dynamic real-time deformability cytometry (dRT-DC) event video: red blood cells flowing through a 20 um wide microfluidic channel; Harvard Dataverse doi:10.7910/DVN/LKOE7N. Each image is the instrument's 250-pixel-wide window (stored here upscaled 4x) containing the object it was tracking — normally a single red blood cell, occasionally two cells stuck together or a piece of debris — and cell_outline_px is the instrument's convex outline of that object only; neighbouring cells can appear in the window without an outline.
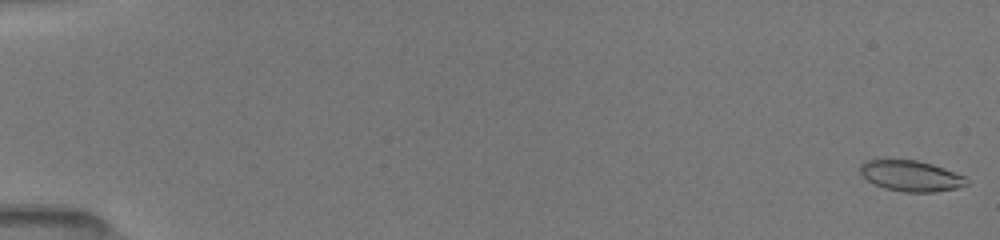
{"species": "common noctule bat (a hibernating species)", "species_latin": "Nyctalus noctula", "temperature_condition": "room temperature", "stored_images_in_passage": 52, "camera_frame_rate_fps": 3000, "um_per_image_px": 0.085, "animal": {"sex": "female", "body_mass_g": 19.5, "forearm_length_mm": 54.1}, "frame": {"image": 1, "passage_image": 1, "time_ms": 0.0, "image_size_px": [1000, 240], "cell_outline_px": [[968, 184], [956, 188], [932, 192], [904, 192], [884, 188], [868, 180], [860, 172], [860, 164], [864, 160], [884, 156], [916, 160], [932, 164], [944, 168], [964, 176], [968, 180]], "centroid_in_image_um": [77.35, 14.89], "position_along_channel_um": 7.6, "area_um2": 19.65}}
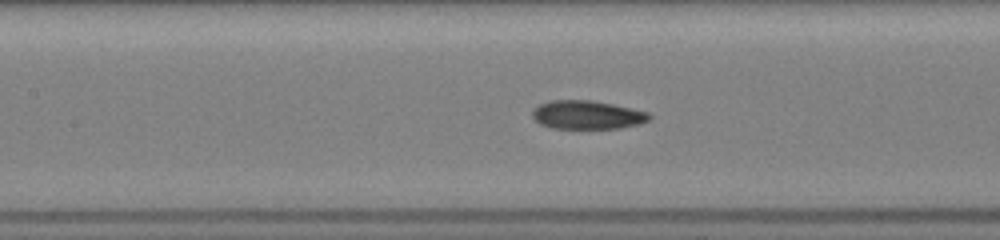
{"frame": {"image": 2, "passage_image": 25, "time_ms": 8.0, "image_size_px": [1000, 240], "cell_outline_px": [[652, 116], [648, 120], [640, 124], [620, 128], [552, 128], [540, 124], [532, 116], [532, 108], [548, 100], [592, 100], [632, 108], [648, 112]], "centroid_in_image_um": [49.9, 9.75], "position_along_channel_um": 157.5, "area_um2": 19.54}}
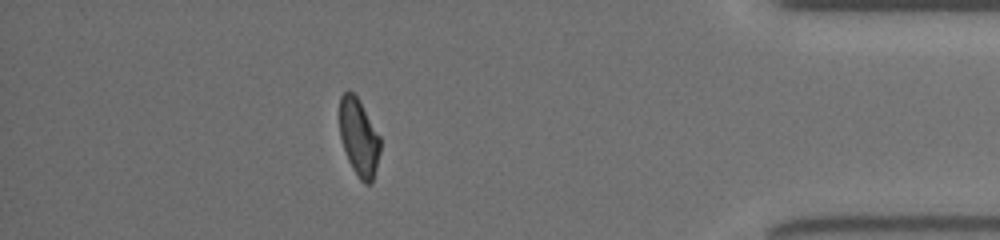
{"frame": {"image": 3, "passage_image": 46, "time_ms": 15.0, "image_size_px": [1000, 240], "cell_outline_px": [[380, 152], [372, 184], [364, 184], [360, 180], [352, 168], [348, 160], [340, 136], [340, 96], [348, 88], [356, 96], [380, 136]], "centroid_in_image_um": [30.5, 11.7], "position_along_channel_um": 404.7, "area_um2": 18.21}, "authors_computed_cell_mechanics": {"area_um2": 19.4786, "velocity_mm_per_s": 4.0565, "shape_relaxation_time_tau1_ms": 5.4165, "shape_relaxation_time_tau2_ms": 2.1185, "deformation_change_tau1": 0.1612, "deformation_change_tau2": 0.0663}}